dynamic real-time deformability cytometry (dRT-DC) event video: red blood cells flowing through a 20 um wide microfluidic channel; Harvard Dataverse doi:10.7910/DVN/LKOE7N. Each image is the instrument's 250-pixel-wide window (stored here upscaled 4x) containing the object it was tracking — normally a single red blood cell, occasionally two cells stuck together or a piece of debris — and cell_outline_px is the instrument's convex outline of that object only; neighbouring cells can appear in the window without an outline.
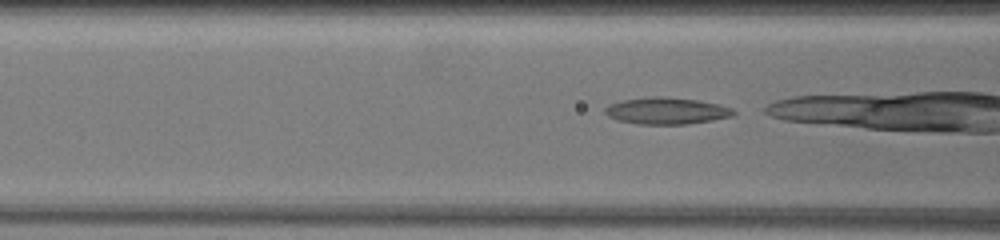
{"species": "common noctule bat (a hibernating species)", "species_latin": "Nyctalus noctula", "temperature_condition": "warm", "stored_images_in_passage": 50, "camera_frame_rate_fps": 3000, "um_per_image_px": 0.085, "animal": {"sex": "female", "body_mass_g": 19.5, "forearm_length_mm": 54.1}, "frame": {"image": 1, "passage_image": 25, "time_ms": 8.0, "image_size_px": [1000, 240], "cell_outline_px": [[736, 112], [732, 116], [712, 120], [688, 124], [640, 124], [616, 120], [608, 116], [604, 112], [604, 108], [608, 104], [624, 100], [652, 96], [664, 96], [696, 100], [720, 104], [732, 108]], "centroid_in_image_um": [56.64, 9.42], "position_along_channel_um": 110.0, "area_um2": 20.06}}
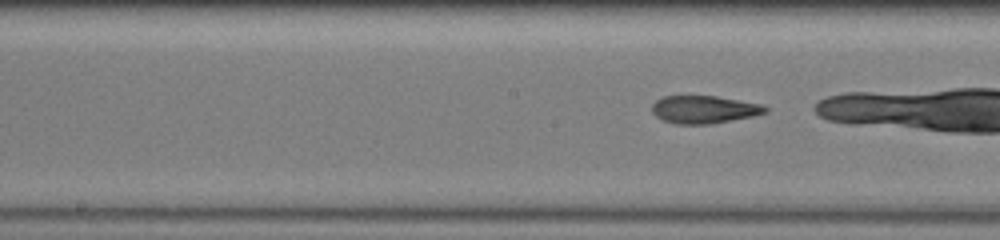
{"frame": {"image": 2, "passage_image": 32, "time_ms": 10.333, "image_size_px": [1000, 240], "cell_outline_px": [[768, 112], [752, 116], [708, 124], [676, 124], [664, 120], [656, 116], [652, 112], [652, 104], [656, 100], [664, 96], [716, 96], [760, 104], [768, 108]], "centroid_in_image_um": [59.82, 9.3], "position_along_channel_um": 188.4, "area_um2": 18.09}}
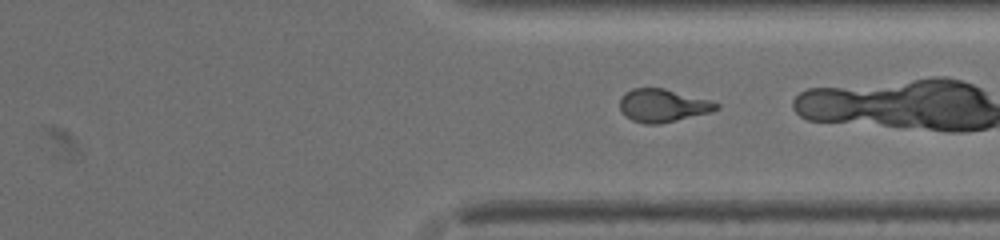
{"frame": {"image": 3, "passage_image": 47, "time_ms": 15.333, "image_size_px": [1000, 240], "cell_outline_px": [[720, 108], [708, 112], [660, 124], [644, 124], [632, 120], [624, 116], [620, 108], [620, 96], [624, 92], [632, 88], [664, 88], [708, 100], [720, 104]], "centroid_in_image_um": [56.27, 8.96], "position_along_channel_um": 355.1, "area_um2": 18.44}}